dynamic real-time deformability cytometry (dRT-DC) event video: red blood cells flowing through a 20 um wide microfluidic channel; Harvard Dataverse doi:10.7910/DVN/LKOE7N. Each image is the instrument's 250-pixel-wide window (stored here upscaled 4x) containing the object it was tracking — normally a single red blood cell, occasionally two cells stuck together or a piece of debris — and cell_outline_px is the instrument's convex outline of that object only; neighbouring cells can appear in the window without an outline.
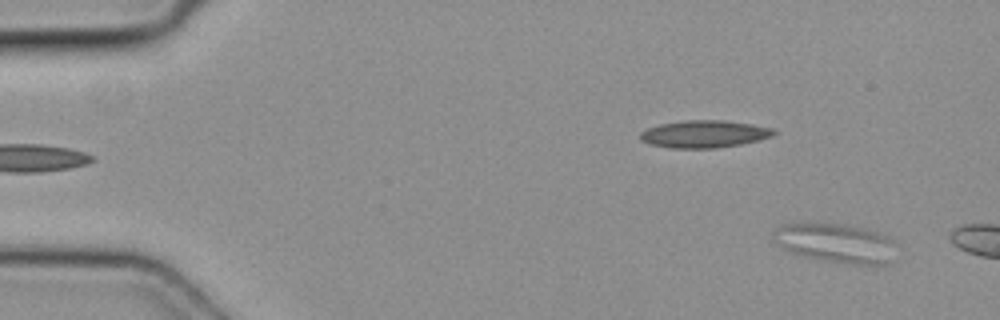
{"species": "common noctule bat (a hibernating species)", "species_latin": "Nyctalus noctula", "temperature_condition": "cold", "stored_images_in_passage": 2, "camera_frame_rate_fps": 3000, "um_per_image_px": 0.085, "animal": {"sex": "female", "body_mass_g": 19.3, "forearm_length_mm": 54.1}, "frame": {"image": 1, "passage_image": 1, "time_ms": 0.0, "image_size_px": [1000, 320], "cell_outline_px": [[900, 244], [892, 264], [876, 268], [848, 264], [824, 260], [804, 256], [792, 252], [776, 244], [772, 240], [772, 232], [780, 224], [800, 220], [812, 220], [844, 224], [864, 228], [888, 236], [896, 240]], "centroid_in_image_um": [71.12, 20.65], "position_along_channel_um": 13.9, "area_um2": 30.35}}